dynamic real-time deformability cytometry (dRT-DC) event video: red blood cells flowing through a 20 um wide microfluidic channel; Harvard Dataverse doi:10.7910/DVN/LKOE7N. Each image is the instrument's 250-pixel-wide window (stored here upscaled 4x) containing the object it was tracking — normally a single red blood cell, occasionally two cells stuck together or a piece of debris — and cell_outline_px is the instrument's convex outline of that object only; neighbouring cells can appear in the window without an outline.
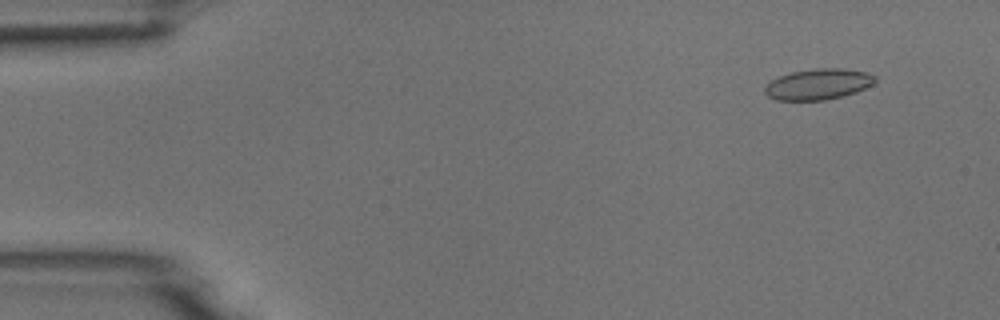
{"species": "common noctule bat (a hibernating species)", "species_latin": "Nyctalus noctula", "temperature_condition": "room temperature", "stored_images_in_passage": 54, "camera_frame_rate_fps": 3000, "um_per_image_px": 0.085, "animal": {"sex": "male", "body_mass_g": 18.8}, "frame": {"image": 1, "passage_image": 5, "time_ms": 1.333, "image_size_px": [1000, 320], "cell_outline_px": [[876, 80], [872, 84], [856, 92], [824, 100], [776, 100], [768, 96], [764, 92], [764, 88], [772, 80], [780, 76], [792, 72], [812, 68], [844, 68], [868, 72], [876, 76]], "centroid_in_image_um": [69.56, 7.14], "position_along_channel_um": 15.4, "area_um2": 19.77}}
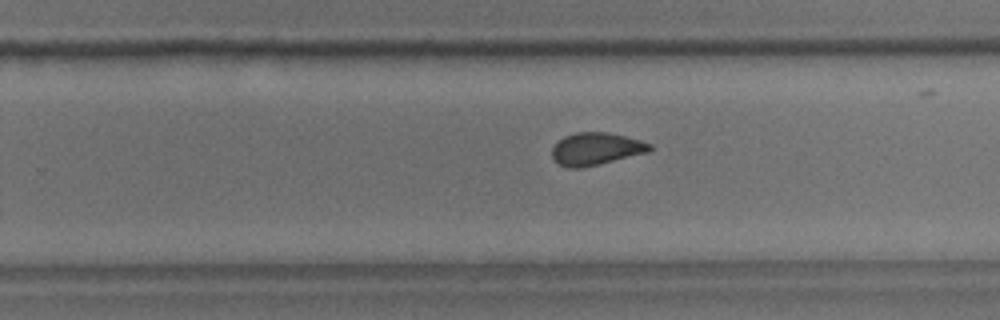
{"frame": {"image": 2, "passage_image": 34, "time_ms": 11.0, "image_size_px": [1000, 320], "cell_outline_px": [[652, 148], [648, 152], [580, 168], [568, 168], [560, 164], [552, 156], [552, 148], [564, 136], [576, 132], [604, 132], [624, 136], [640, 140], [652, 144]], "centroid_in_image_um": [50.65, 12.64], "position_along_channel_um": 279.1, "area_um2": 18.09}}
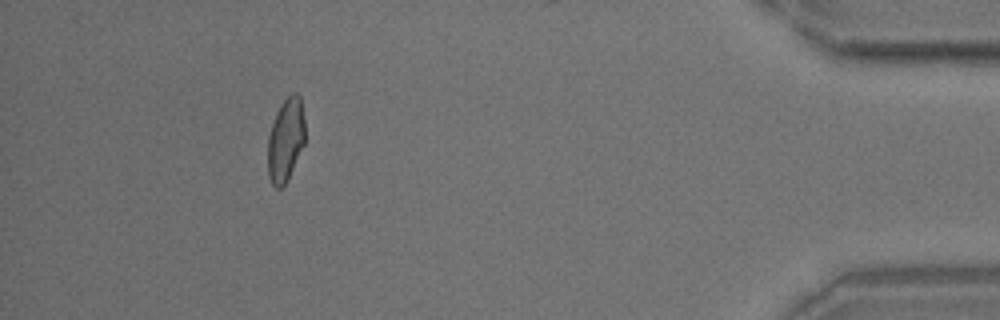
{"frame": {"image": 3, "passage_image": 49, "time_ms": 16.0, "image_size_px": [1000, 320], "cell_outline_px": [[304, 144], [284, 184], [280, 188], [276, 188], [272, 184], [268, 176], [268, 136], [276, 112], [280, 104], [292, 92], [296, 92], [300, 96], [304, 120]], "centroid_in_image_um": [24.27, 11.85], "position_along_channel_um": 410.9, "area_um2": 17.8}}